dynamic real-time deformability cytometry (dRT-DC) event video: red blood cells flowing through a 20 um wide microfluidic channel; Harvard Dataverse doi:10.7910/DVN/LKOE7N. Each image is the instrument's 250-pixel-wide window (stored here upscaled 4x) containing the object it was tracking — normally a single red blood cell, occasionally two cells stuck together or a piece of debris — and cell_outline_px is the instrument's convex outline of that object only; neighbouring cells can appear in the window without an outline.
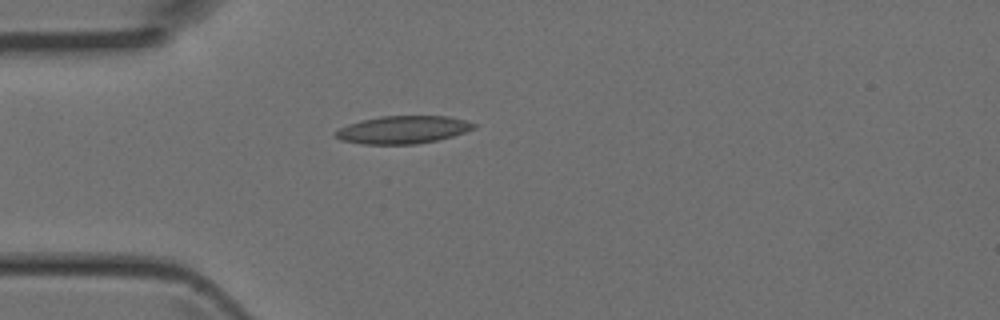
{"species": "Egyptian fruit bat (a non-hibernating species)", "species_latin": "Rousettus aegyptiacus", "temperature_condition": "room temperature", "stored_images_in_passage": 1, "camera_frame_rate_fps": 3000, "um_per_image_px": 0.085, "animal": {"sex": "female"}, "frame": {"image": 1, "passage_image": 1, "time_ms": 0.0, "image_size_px": [1000, 320], "cell_outline_px": [[476, 128], [452, 136], [436, 140], [416, 144], [364, 144], [340, 140], [336, 136], [336, 132], [340, 128], [348, 124], [360, 120], [380, 116], [448, 116], [464, 120], [476, 124]], "centroid_in_image_um": [34.25, 11.02], "position_along_channel_um": 50.8, "area_um2": 22.2}}